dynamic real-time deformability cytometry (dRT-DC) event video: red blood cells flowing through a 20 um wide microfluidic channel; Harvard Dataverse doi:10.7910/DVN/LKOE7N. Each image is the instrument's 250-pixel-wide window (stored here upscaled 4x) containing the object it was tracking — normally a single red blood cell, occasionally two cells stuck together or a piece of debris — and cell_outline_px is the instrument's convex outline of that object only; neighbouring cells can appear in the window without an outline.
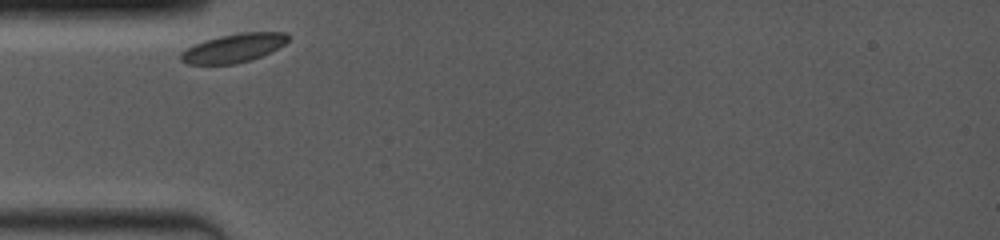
{"species": "common noctule bat (a hibernating species)", "species_latin": "Nyctalus noctula", "temperature_condition": "room temperature", "stored_images_in_passage": 2, "camera_frame_rate_fps": 4000, "um_per_image_px": 0.085, "animal": {"sex": "female", "body_mass_g": 19.0, "forearm_length_mm": 53.3}, "frame": {"image": 1, "passage_image": 1, "time_ms": 0.0, "image_size_px": [1000, 240], "cell_outline_px": [[288, 40], [284, 44], [260, 56], [236, 64], [188, 64], [180, 60], [180, 52], [204, 40], [220, 36], [240, 32], [288, 32]], "centroid_in_image_um": [19.83, 4.08], "position_along_channel_um": 65.2, "area_um2": 17.69}}
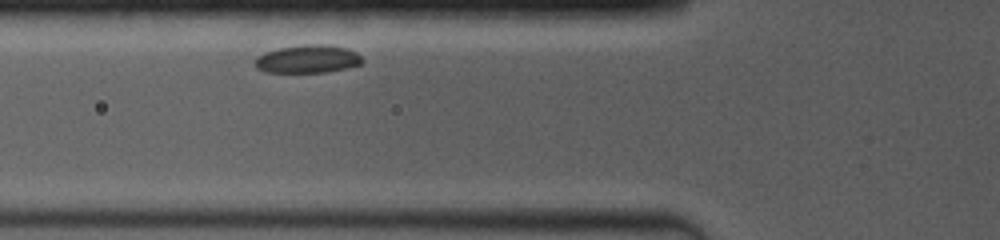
{"frame": {"image": 2, "passage_image": 2, "time_ms": 1.0, "image_size_px": [1000, 240], "cell_outline_px": [[364, 60], [360, 64], [348, 68], [324, 72], [264, 72], [256, 68], [252, 64], [256, 56], [264, 52], [280, 48], [304, 44], [328, 44], [348, 48], [356, 52]], "centroid_in_image_um": [26.12, 5.01], "position_along_channel_um": 99.7, "area_um2": 17.8}}